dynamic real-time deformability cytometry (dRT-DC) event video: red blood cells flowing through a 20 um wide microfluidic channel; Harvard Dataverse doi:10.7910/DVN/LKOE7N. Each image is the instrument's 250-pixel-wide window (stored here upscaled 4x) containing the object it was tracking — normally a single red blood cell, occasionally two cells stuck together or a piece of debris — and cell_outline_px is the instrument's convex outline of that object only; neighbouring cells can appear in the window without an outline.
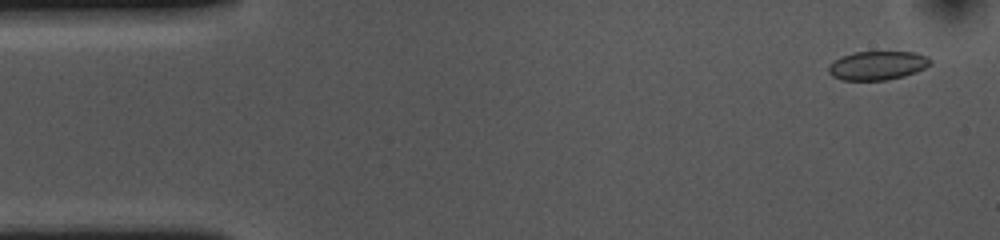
{"species": "common noctule bat (a hibernating species)", "species_latin": "Nyctalus noctula", "temperature_condition": "cold", "stored_images_in_passage": 54, "camera_frame_rate_fps": 3000, "um_per_image_px": 0.085, "animal": {"sex": "female", "body_mass_g": 10.0, "forearm_length_mm": 53.1}, "frame": {"image": 1, "passage_image": 3, "time_ms": 0.667, "image_size_px": [1000, 240], "cell_outline_px": [[932, 60], [924, 68], [916, 72], [904, 76], [884, 80], [844, 80], [832, 76], [828, 72], [828, 68], [840, 56], [852, 52], [916, 52], [928, 56]], "centroid_in_image_um": [74.59, 5.56], "position_along_channel_um": 10.4, "area_um2": 16.99}}
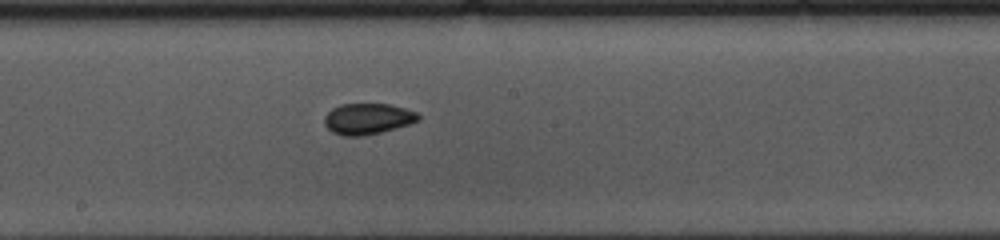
{"frame": {"image": 2, "passage_image": 28, "time_ms": 9.0, "image_size_px": [1000, 240], "cell_outline_px": [[420, 120], [396, 128], [364, 136], [344, 136], [332, 132], [324, 124], [324, 116], [332, 108], [340, 104], [388, 104], [404, 108], [416, 112], [420, 116]], "centroid_in_image_um": [31.23, 10.1], "position_along_channel_um": 217.0, "area_um2": 16.94}}
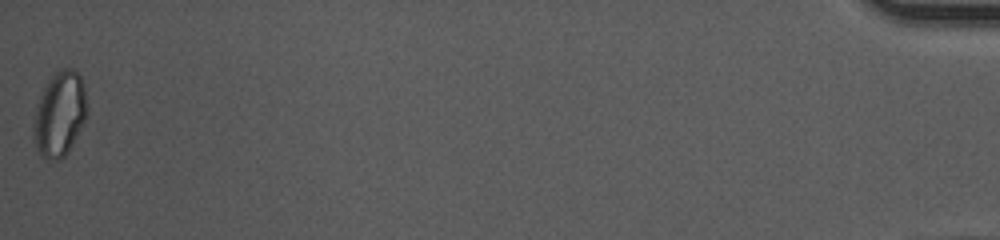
{"frame": {"image": 3, "passage_image": 54, "time_ms": 17.667, "image_size_px": [1000, 240], "cell_outline_px": [[88, 112], [68, 152], [60, 160], [48, 160], [40, 156], [36, 148], [32, 136], [32, 124], [36, 104], [48, 80], [56, 72], [64, 68], [72, 68], [80, 76], [84, 84], [88, 104]], "centroid_in_image_um": [5.05, 9.71], "position_along_channel_um": 430.2, "area_um2": 26.76}, "authors_computed_cell_mechanics": {"area_um2": 17.1666, "velocity_mm_per_s": 3.6503, "shape_relaxation_time_tau1_ms": 4.1753, "shape_relaxation_time_tau2_ms": 2.1783, "deformation_change_tau1": 0.068, "deformation_change_tau2": 0.0495}}